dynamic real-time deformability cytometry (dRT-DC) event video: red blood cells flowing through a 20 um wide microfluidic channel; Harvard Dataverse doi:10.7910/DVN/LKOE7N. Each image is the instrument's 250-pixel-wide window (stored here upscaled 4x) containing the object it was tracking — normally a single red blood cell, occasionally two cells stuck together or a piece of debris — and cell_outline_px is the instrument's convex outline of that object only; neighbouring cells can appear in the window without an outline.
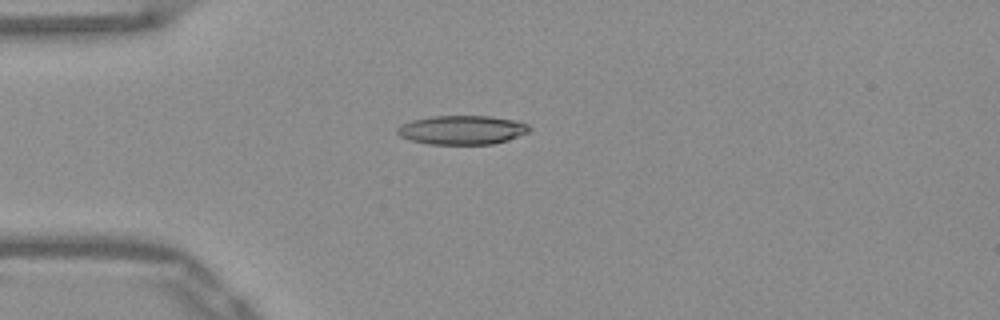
{"species": "Egyptian fruit bat (a non-hibernating species)", "species_latin": "Rousettus aegyptiacus", "temperature_condition": "warm", "stored_images_in_passage": 39, "camera_frame_rate_fps": 3000, "um_per_image_px": 0.085, "frame": {"image": 1, "passage_image": 1, "time_ms": 0.0, "image_size_px": [1000, 320], "cell_outline_px": [[532, 128], [528, 132], [508, 140], [492, 144], [428, 144], [412, 140], [400, 136], [396, 132], [396, 128], [412, 120], [432, 116], [488, 116], [516, 120], [528, 124]], "centroid_in_image_um": [39.3, 11.04], "position_along_channel_um": 45.7, "area_um2": 22.25}}
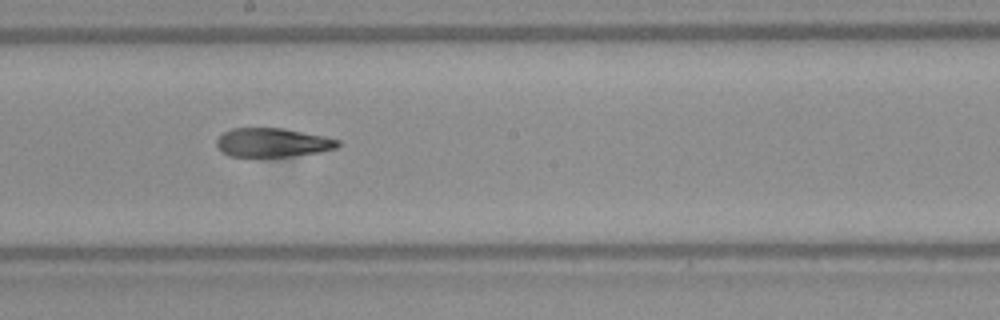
{"frame": {"image": 2, "passage_image": 16, "time_ms": 5.0, "image_size_px": [1000, 320], "cell_outline_px": [[340, 144], [336, 148], [320, 152], [288, 156], [228, 156], [220, 152], [216, 144], [216, 140], [224, 132], [232, 128], [284, 128], [324, 136], [340, 140]], "centroid_in_image_um": [23.15, 12.11], "position_along_channel_um": 225.0, "area_um2": 20.4}}
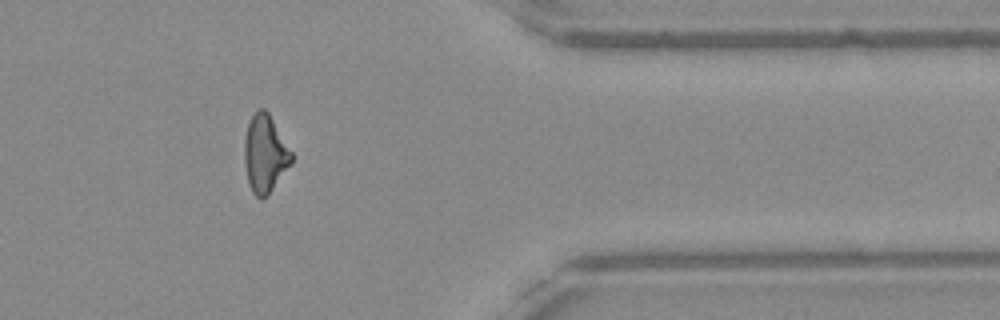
{"frame": {"image": 3, "passage_image": 30, "time_ms": 9.667, "image_size_px": [1000, 320], "cell_outline_px": [[292, 164], [268, 196], [260, 200], [252, 192], [248, 184], [244, 164], [244, 140], [248, 124], [252, 116], [260, 108], [264, 108], [268, 112], [292, 152]], "centroid_in_image_um": [22.52, 13.13], "position_along_channel_um": 388.9, "area_um2": 21.5}, "authors_computed_cell_mechanics": {"area_um2": 21.6172, "velocity_mm_per_s": 3.9314, "shape_relaxation_time_tau1_ms": null, "shape_relaxation_time_tau2_ms": 2.9986, "deformation_change_tau1": null, "deformation_change_tau2": 0.1232}}